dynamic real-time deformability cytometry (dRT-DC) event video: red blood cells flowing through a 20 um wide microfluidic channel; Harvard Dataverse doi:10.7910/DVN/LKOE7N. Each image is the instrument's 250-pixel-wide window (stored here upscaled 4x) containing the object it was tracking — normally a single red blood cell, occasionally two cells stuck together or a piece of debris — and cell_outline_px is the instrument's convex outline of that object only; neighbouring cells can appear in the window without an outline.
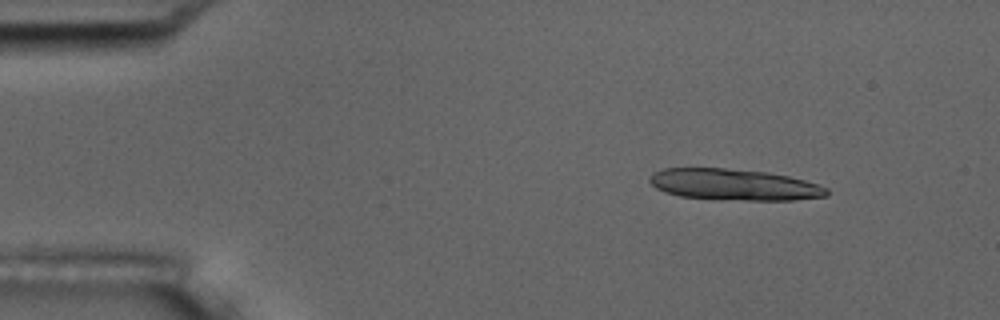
{"species": "common noctule bat (a hibernating species)", "species_latin": "Nyctalus noctula", "temperature_condition": "room temperature", "stored_images_in_passage": 4, "camera_frame_rate_fps": 3000, "um_per_image_px": 0.085, "animal": {"sex": "male", "body_mass_g": 17.5, "forearm_length_mm": 52.3}, "frame": {"image": 1, "passage_image": 2, "time_ms": 1.333, "image_size_px": [1000, 320], "cell_outline_px": [[828, 196], [792, 200], [720, 200], [680, 196], [664, 192], [656, 188], [648, 180], [652, 172], [664, 168], [724, 168], [768, 172], [788, 176], [804, 180], [828, 188]], "centroid_in_image_um": [62.36, 15.7], "position_along_channel_um": 22.6, "area_um2": 32.48}}